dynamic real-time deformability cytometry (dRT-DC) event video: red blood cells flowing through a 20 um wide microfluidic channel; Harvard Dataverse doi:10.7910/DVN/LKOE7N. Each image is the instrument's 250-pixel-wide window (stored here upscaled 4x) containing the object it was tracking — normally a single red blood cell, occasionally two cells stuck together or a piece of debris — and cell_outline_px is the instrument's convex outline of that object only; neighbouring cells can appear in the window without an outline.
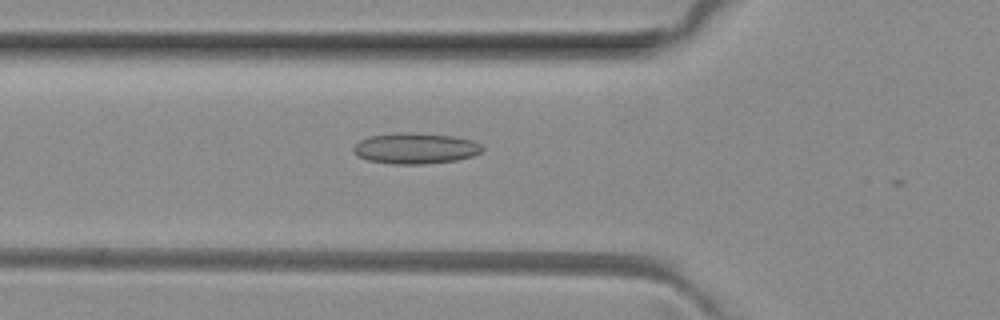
{"species": "common noctule bat (a hibernating species)", "species_latin": "Nyctalus noctula", "temperature_condition": "room temperature", "stored_images_in_passage": 9, "camera_frame_rate_fps": 3000, "um_per_image_px": 0.085, "animal": {"sex": "female", "body_mass_g": 29.2, "forearm_length_mm": 56.3}, "frame": {"image": 1, "passage_image": 8, "time_ms": 2.333, "image_size_px": [1000, 320], "cell_outline_px": [[484, 148], [480, 152], [472, 156], [456, 160], [424, 164], [392, 164], [368, 160], [356, 156], [352, 148], [360, 140], [368, 136], [452, 136], [472, 140], [480, 144]], "centroid_in_image_um": [35.31, 12.68], "position_along_channel_um": 90.5, "area_um2": 21.85}}